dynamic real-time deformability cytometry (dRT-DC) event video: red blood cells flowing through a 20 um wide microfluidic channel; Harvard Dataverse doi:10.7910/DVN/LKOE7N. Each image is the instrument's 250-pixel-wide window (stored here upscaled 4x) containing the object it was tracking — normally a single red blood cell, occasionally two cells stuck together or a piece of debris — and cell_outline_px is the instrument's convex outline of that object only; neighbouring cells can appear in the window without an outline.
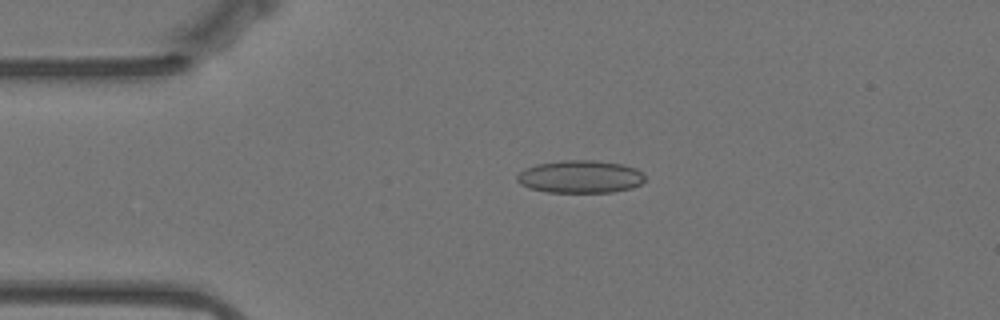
{"species": "Egyptian fruit bat (a non-hibernating species)", "species_latin": "Rousettus aegyptiacus", "temperature_condition": "warm", "stored_images_in_passage": 44, "camera_frame_rate_fps": 3000, "um_per_image_px": 0.085, "animal": {"sex": "female"}, "frame": {"image": 1, "passage_image": 2, "time_ms": 0.333, "image_size_px": [1000, 320], "cell_outline_px": [[644, 180], [640, 184], [632, 188], [612, 192], [548, 192], [528, 188], [520, 184], [516, 180], [516, 176], [524, 168], [536, 164], [560, 160], [596, 160], [620, 164], [636, 168], [644, 176]], "centroid_in_image_um": [49.28, 15.01], "position_along_channel_um": 35.7, "area_um2": 24.45}}
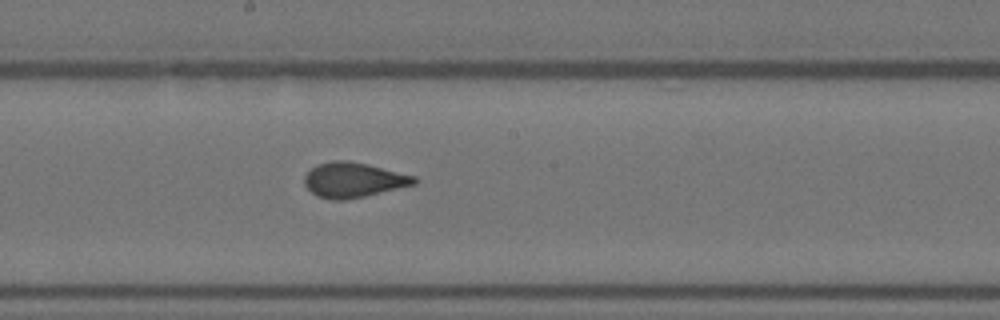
{"frame": {"image": 2, "passage_image": 20, "time_ms": 6.333, "image_size_px": [1000, 320], "cell_outline_px": [[420, 180], [416, 184], [364, 196], [344, 200], [332, 200], [316, 196], [304, 184], [304, 176], [316, 164], [332, 160], [348, 160], [368, 164], [416, 176]], "centroid_in_image_um": [30.05, 15.28], "position_along_channel_um": 218.2, "area_um2": 22.48}}
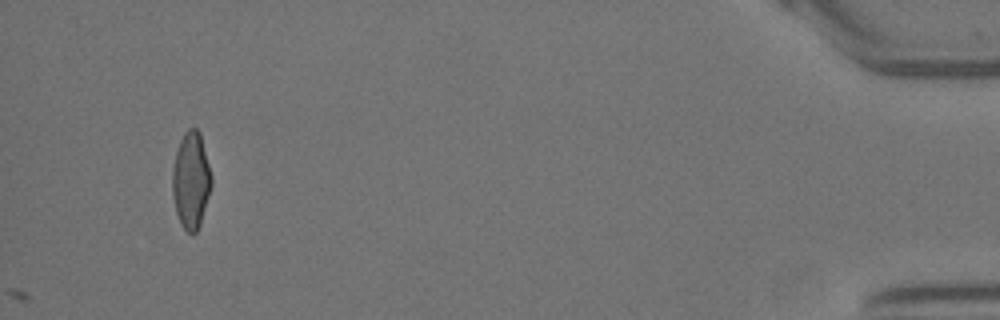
{"frame": {"image": 3, "passage_image": 44, "time_ms": 14.333, "image_size_px": [1000, 320], "cell_outline_px": [[212, 184], [200, 224], [196, 232], [192, 236], [180, 224], [176, 212], [172, 192], [172, 168], [176, 152], [180, 140], [184, 132], [188, 128], [196, 128], [200, 132], [212, 176]], "centroid_in_image_um": [16.23, 15.32], "position_along_channel_um": 419.0, "area_um2": 22.08}, "authors_computed_cell_mechanics": {"area_um2": 22.253, "velocity_mm_per_s": 3.5221, "shape_relaxation_time_tau1_ms": null, "shape_relaxation_time_tau2_ms": 0.6866, "deformation_change_tau1": null, "deformation_change_tau2": 0.0616}}